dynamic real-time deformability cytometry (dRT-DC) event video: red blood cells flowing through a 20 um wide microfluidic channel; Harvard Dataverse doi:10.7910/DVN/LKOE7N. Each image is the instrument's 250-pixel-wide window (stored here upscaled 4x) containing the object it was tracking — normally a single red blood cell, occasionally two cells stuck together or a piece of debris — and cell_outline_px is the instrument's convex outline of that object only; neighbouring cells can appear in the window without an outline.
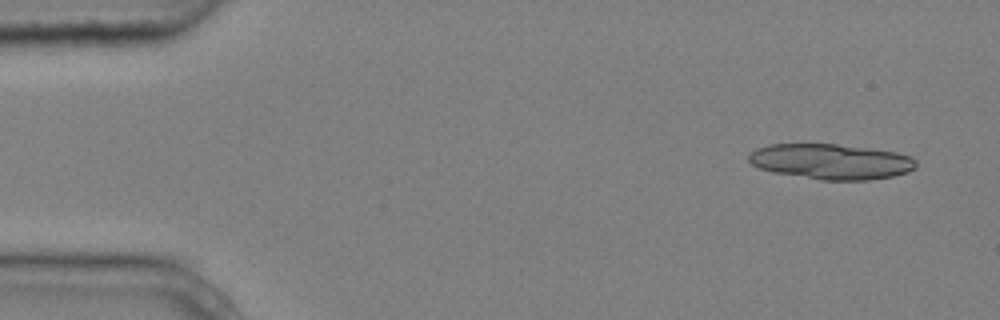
{"species": "common noctule bat (a hibernating species)", "species_latin": "Nyctalus noctula", "temperature_condition": "cold", "stored_images_in_passage": 4, "camera_frame_rate_fps": 3000, "um_per_image_px": 0.085, "animal": {"sex": "male", "body_mass_g": 20.4}, "frame": {"image": 1, "passage_image": 1, "time_ms": 0.0, "image_size_px": [1000, 320], "cell_outline_px": [[916, 168], [908, 172], [892, 176], [868, 180], [820, 180], [772, 172], [760, 168], [752, 164], [748, 160], [748, 152], [756, 148], [768, 144], [836, 144], [868, 148], [896, 152], [912, 156], [916, 160]], "centroid_in_image_um": [70.62, 13.73], "position_along_channel_um": 14.4, "area_um2": 34.74}}